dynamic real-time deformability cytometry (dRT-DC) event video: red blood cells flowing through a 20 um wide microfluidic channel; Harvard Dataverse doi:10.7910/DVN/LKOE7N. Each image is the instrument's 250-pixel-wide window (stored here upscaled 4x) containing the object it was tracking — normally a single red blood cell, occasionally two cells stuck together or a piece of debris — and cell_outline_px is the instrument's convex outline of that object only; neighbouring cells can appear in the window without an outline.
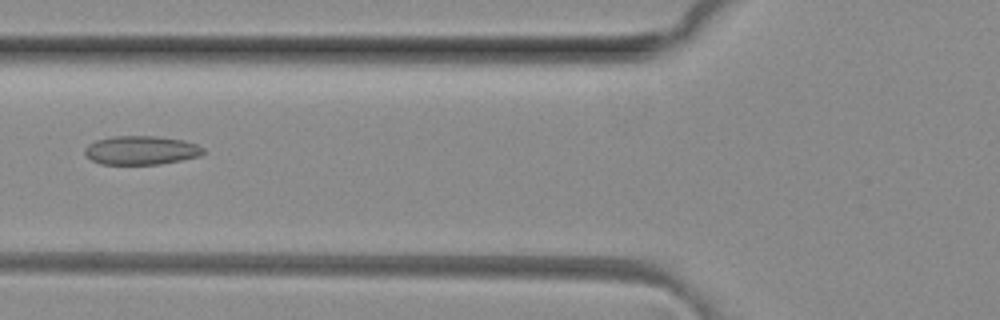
{"species": "common noctule bat (a hibernating species)", "species_latin": "Nyctalus noctula", "temperature_condition": "room temperature", "stored_images_in_passage": 5, "camera_frame_rate_fps": 3000, "um_per_image_px": 0.085, "animal": {"sex": "female", "body_mass_g": 29.2, "forearm_length_mm": 56.3}, "frame": {"image": 1, "passage_image": 5, "time_ms": 1.333, "image_size_px": [1000, 320], "cell_outline_px": [[204, 152], [200, 156], [160, 164], [100, 164], [92, 160], [84, 152], [84, 148], [88, 144], [96, 140], [116, 136], [156, 136], [184, 140], [196, 144], [204, 148]], "centroid_in_image_um": [12.0, 12.77], "position_along_channel_um": 113.8, "area_um2": 19.83}}